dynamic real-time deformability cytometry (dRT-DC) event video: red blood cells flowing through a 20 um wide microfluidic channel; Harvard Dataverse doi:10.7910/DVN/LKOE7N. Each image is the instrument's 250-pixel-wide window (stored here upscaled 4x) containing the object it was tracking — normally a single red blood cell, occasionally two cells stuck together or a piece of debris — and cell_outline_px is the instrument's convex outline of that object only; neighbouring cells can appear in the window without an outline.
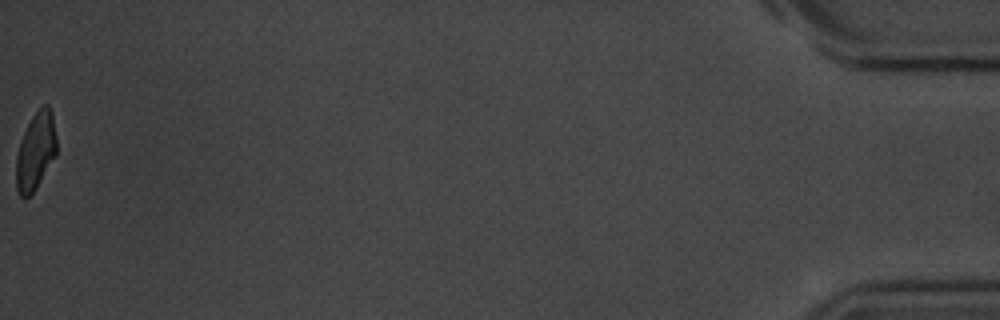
{"species": "common noctule bat (a hibernating species)", "species_latin": "Nyctalus noctula", "temperature_condition": "room temperature", "stored_images_in_passage": 13, "camera_frame_rate_fps": 3000, "um_per_image_px": 0.085, "animal": {"sex": "male", "body_mass_g": 20.1, "forearm_length_mm": 53.5}, "frame": {"image": 1, "passage_image": 13, "time_ms": 14.667, "image_size_px": [1000, 320], "cell_outline_px": [[56, 156], [36, 188], [24, 200], [20, 196], [16, 188], [16, 156], [24, 132], [32, 116], [44, 104], [48, 104], [52, 112], [56, 136]], "centroid_in_image_um": [3.03, 12.87], "position_along_channel_um": 432.2, "area_um2": 18.21}}